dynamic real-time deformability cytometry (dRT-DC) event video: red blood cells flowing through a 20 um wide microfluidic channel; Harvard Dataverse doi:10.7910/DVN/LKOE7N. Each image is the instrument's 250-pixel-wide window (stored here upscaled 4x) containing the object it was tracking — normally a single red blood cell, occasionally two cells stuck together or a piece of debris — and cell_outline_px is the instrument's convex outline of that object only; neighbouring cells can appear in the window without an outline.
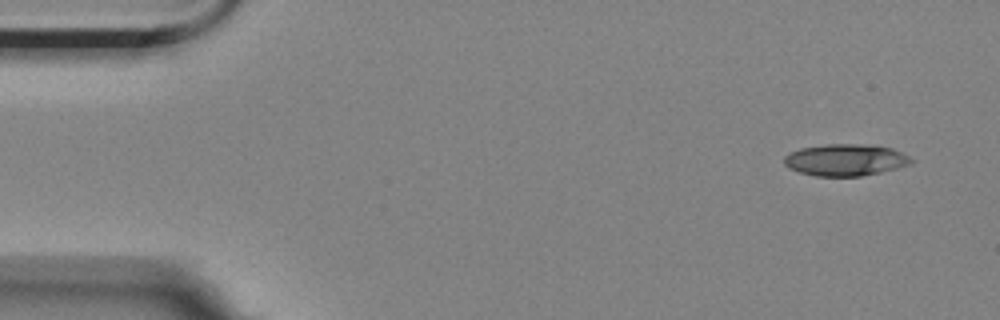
{"species": "Egyptian fruit bat (a non-hibernating species)", "species_latin": "Rousettus aegyptiacus", "temperature_condition": "room temperature", "stored_images_in_passage": 6, "camera_frame_rate_fps": 3000, "um_per_image_px": 0.085, "animal": {"sex": "female"}, "frame": {"image": 1, "passage_image": 1, "time_ms": 0.0, "image_size_px": [1000, 320], "cell_outline_px": [[912, 164], [880, 172], [860, 176], [816, 176], [800, 172], [788, 168], [784, 164], [784, 156], [800, 148], [828, 144], [860, 144], [892, 148], [908, 156], [912, 160]], "centroid_in_image_um": [71.84, 13.6], "position_along_channel_um": 13.2, "area_um2": 23.29}}
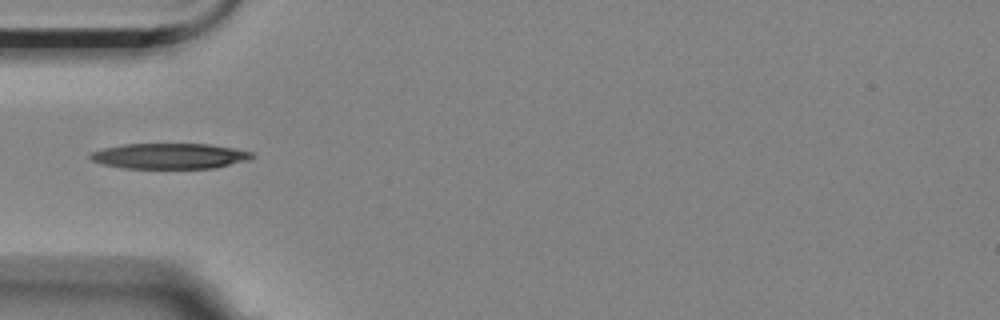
{"frame": {"image": 2, "passage_image": 5, "time_ms": 4.667, "image_size_px": [1000, 320], "cell_outline_px": [[256, 156], [248, 160], [216, 168], [120, 168], [100, 164], [92, 160], [88, 156], [92, 152], [104, 148], [124, 144], [208, 144], [236, 148], [252, 152]], "centroid_in_image_um": [14.43, 13.26], "position_along_channel_um": 70.6, "area_um2": 24.22}}
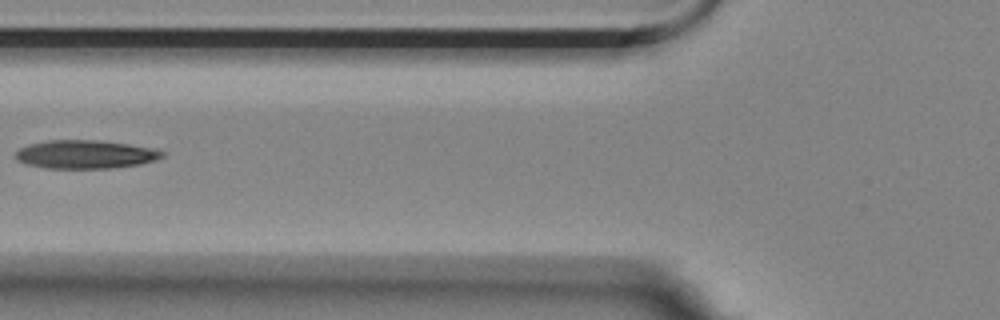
{"frame": {"image": 3, "passage_image": 6, "time_ms": 6.0, "image_size_px": [1000, 320], "cell_outline_px": [[164, 156], [156, 160], [140, 164], [112, 168], [44, 168], [28, 164], [16, 160], [12, 156], [20, 148], [28, 144], [48, 140], [100, 140], [128, 144], [152, 148], [164, 152]], "centroid_in_image_um": [7.22, 13.12], "position_along_channel_um": 118.6, "area_um2": 24.39}}